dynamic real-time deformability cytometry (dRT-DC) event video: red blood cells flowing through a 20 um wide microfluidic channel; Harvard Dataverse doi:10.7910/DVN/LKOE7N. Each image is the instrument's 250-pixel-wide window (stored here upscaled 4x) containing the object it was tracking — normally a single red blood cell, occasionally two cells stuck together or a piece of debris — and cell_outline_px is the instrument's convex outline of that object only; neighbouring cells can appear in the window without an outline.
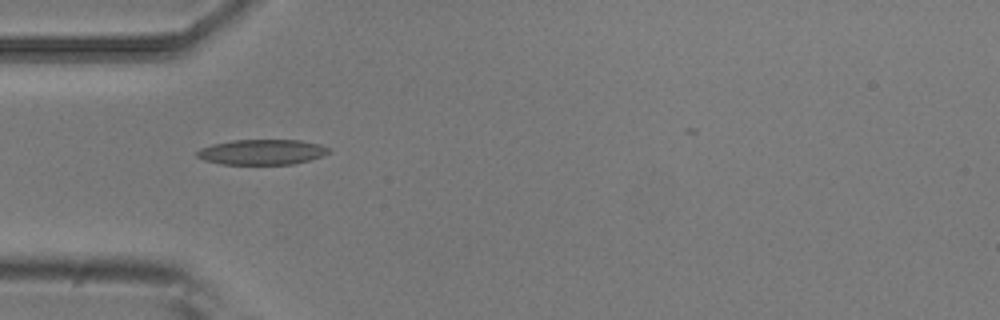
{"species": "common noctule bat (a hibernating species)", "species_latin": "Nyctalus noctula", "temperature_condition": "room temperature", "stored_images_in_passage": 5, "camera_frame_rate_fps": 3000, "um_per_image_px": 0.085, "animal": {"sex": "male", "body_mass_g": 20.5, "forearm_length_mm": 52.5}, "frame": {"image": 1, "passage_image": 4, "time_ms": 1.0, "image_size_px": [1000, 320], "cell_outline_px": [[332, 152], [324, 156], [292, 164], [220, 164], [204, 160], [196, 156], [196, 152], [200, 148], [212, 144], [232, 140], [300, 140], [320, 144], [332, 148]], "centroid_in_image_um": [22.3, 12.92], "position_along_channel_um": 62.7, "area_um2": 19.59}}
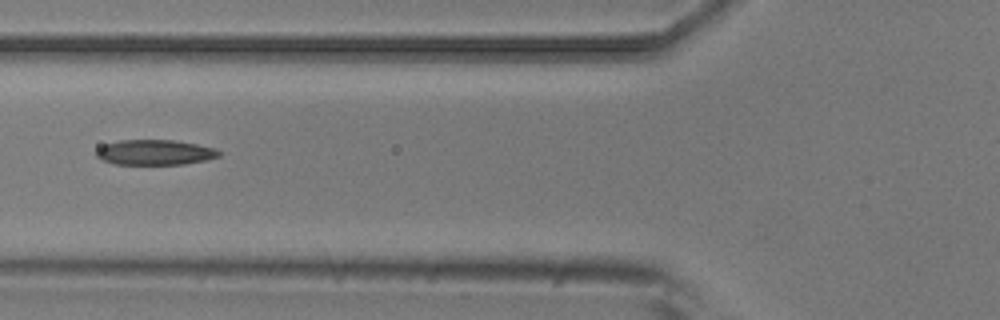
{"frame": {"image": 2, "passage_image": 5, "time_ms": 1.333, "image_size_px": [1000, 320], "cell_outline_px": [[220, 156], [208, 160], [184, 164], [116, 164], [104, 160], [96, 156], [96, 148], [104, 144], [120, 140], [176, 140], [216, 148], [220, 152]], "centroid_in_image_um": [13.18, 12.94], "position_along_channel_um": 112.6, "area_um2": 18.09}}